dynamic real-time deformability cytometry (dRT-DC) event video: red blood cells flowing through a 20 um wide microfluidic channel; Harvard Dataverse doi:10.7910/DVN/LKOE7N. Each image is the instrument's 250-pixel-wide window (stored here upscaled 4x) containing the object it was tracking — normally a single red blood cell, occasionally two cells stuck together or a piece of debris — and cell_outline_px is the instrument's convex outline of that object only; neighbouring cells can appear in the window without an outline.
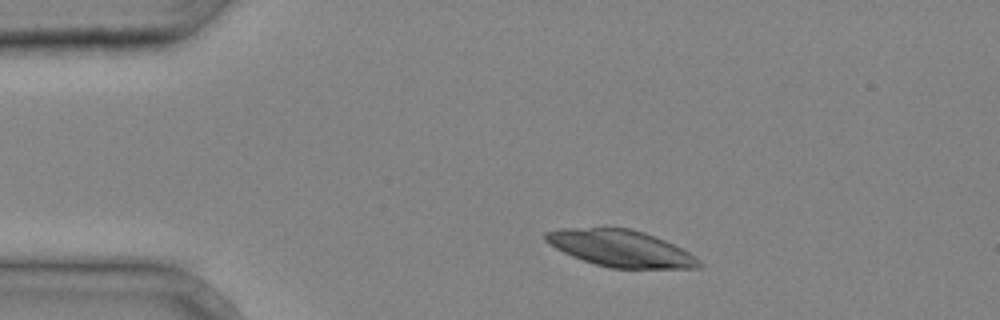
{"species": "common noctule bat (a hibernating species)", "species_latin": "Nyctalus noctula", "temperature_condition": "cold", "stored_images_in_passage": 2, "camera_frame_rate_fps": 3000, "um_per_image_px": 0.085, "animal": {"sex": "male", "body_mass_g": 20.4}, "frame": {"image": 1, "passage_image": 1, "time_ms": 0.0, "image_size_px": [1000, 320], "cell_outline_px": [[704, 264], [700, 268], [608, 268], [572, 256], [556, 248], [544, 240], [544, 232], [560, 228], [632, 228], [644, 232], [664, 240], [688, 252], [700, 260]], "centroid_in_image_um": [52.75, 21.11], "position_along_channel_um": 32.2, "area_um2": 32.6}}